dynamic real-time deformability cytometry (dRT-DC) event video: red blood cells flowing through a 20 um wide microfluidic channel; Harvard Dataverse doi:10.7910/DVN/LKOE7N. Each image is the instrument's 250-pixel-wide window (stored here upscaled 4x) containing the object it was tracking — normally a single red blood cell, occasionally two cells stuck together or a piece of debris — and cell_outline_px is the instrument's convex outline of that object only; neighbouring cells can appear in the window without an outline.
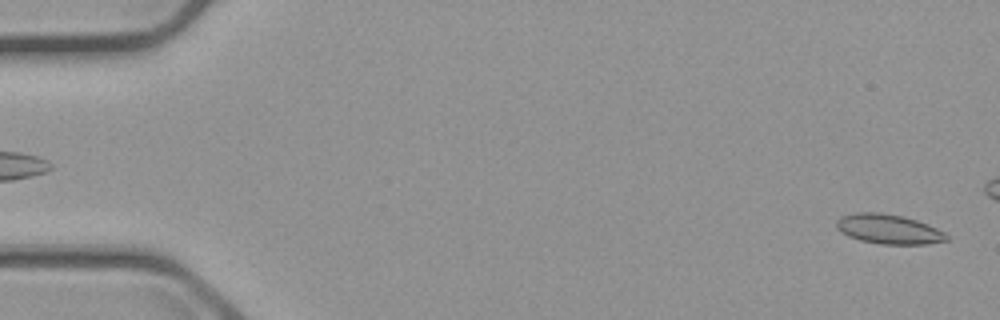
{"species": "common noctule bat (a hibernating species)", "species_latin": "Nyctalus noctula", "temperature_condition": "cold", "stored_images_in_passage": 5, "camera_frame_rate_fps": 3000, "um_per_image_px": 0.085, "animal": {"sex": "male", "body_mass_g": 23.1, "forearm_length_mm": 52.7}, "frame": {"image": 1, "passage_image": 1, "time_ms": 0.0, "image_size_px": [1000, 320], "cell_outline_px": [[948, 240], [924, 244], [880, 244], [860, 240], [848, 236], [840, 232], [836, 228], [836, 220], [840, 216], [856, 212], [880, 212], [904, 216], [916, 220], [936, 228], [944, 232], [948, 236]], "centroid_in_image_um": [75.48, 19.46], "position_along_channel_um": 9.5, "area_um2": 19.07}}